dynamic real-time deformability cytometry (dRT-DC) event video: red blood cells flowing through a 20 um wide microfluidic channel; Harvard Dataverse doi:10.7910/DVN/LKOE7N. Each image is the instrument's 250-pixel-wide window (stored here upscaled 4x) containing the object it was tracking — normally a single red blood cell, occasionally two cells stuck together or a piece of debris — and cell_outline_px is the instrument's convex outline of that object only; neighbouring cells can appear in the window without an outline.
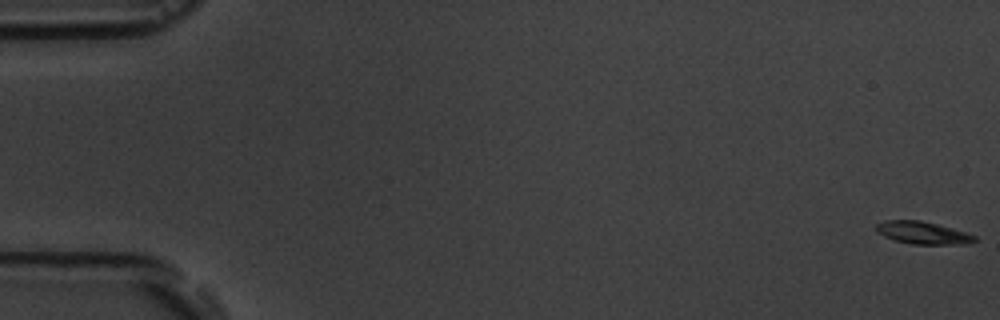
{"species": "common noctule bat (a hibernating species)", "species_latin": "Nyctalus noctula", "temperature_condition": "room temperature", "stored_images_in_passage": 8, "camera_frame_rate_fps": 3000, "um_per_image_px": 0.085, "animal": {"sex": "male", "body_mass_g": 19.5, "forearm_length_mm": 54.6}, "frame": {"image": 1, "passage_image": 1, "time_ms": 0.0, "image_size_px": [1000, 320], "cell_outline_px": [[976, 240], [964, 244], [912, 244], [896, 240], [884, 236], [876, 232], [876, 224], [884, 220], [920, 220], [952, 228], [976, 236]], "centroid_in_image_um": [78.4, 19.78], "position_along_channel_um": 6.6, "area_um2": 12.72}}
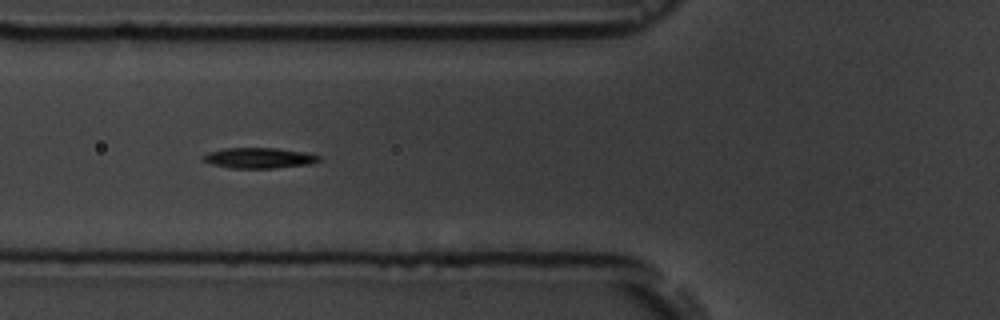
{"frame": {"image": 2, "passage_image": 7, "time_ms": 7.0, "image_size_px": [1000, 320], "cell_outline_px": [[320, 160], [308, 164], [276, 168], [232, 168], [212, 164], [204, 160], [204, 156], [208, 152], [224, 148], [276, 148], [304, 152], [320, 156]], "centroid_in_image_um": [22.02, 13.42], "position_along_channel_um": 103.8, "area_um2": 13.64}}
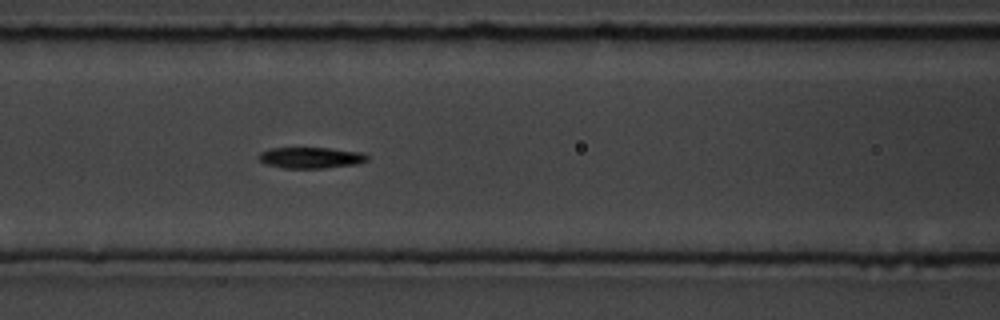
{"frame": {"image": 3, "passage_image": 8, "time_ms": 8.0, "image_size_px": [1000, 320], "cell_outline_px": [[368, 160], [356, 164], [324, 168], [284, 168], [264, 164], [256, 156], [260, 152], [268, 148], [328, 148], [360, 152], [368, 156]], "centroid_in_image_um": [26.36, 13.4], "position_along_channel_um": 140.2, "area_um2": 13.35}}